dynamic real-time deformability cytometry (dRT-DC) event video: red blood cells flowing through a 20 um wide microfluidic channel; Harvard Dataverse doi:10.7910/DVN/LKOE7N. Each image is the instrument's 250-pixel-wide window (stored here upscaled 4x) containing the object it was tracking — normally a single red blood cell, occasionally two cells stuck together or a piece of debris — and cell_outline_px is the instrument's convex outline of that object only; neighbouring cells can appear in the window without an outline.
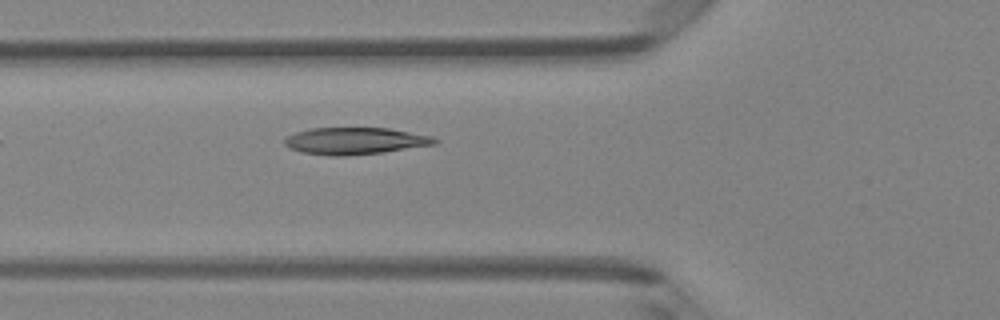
{"species": "Egyptian fruit bat (a non-hibernating species)", "species_latin": "Rousettus aegyptiacus", "temperature_condition": "room temperature", "stored_images_in_passage": 6, "camera_frame_rate_fps": 3000, "um_per_image_px": 0.085, "animal": {"sex": "female"}, "frame": {"image": 1, "passage_image": 6, "time_ms": 1.667, "image_size_px": [1000, 320], "cell_outline_px": [[440, 140], [436, 144], [384, 152], [348, 156], [328, 156], [300, 152], [288, 148], [284, 144], [284, 136], [296, 132], [312, 128], [388, 128], [432, 136]], "centroid_in_image_um": [30.14, 11.99], "position_along_channel_um": 95.7, "area_um2": 23.81}}